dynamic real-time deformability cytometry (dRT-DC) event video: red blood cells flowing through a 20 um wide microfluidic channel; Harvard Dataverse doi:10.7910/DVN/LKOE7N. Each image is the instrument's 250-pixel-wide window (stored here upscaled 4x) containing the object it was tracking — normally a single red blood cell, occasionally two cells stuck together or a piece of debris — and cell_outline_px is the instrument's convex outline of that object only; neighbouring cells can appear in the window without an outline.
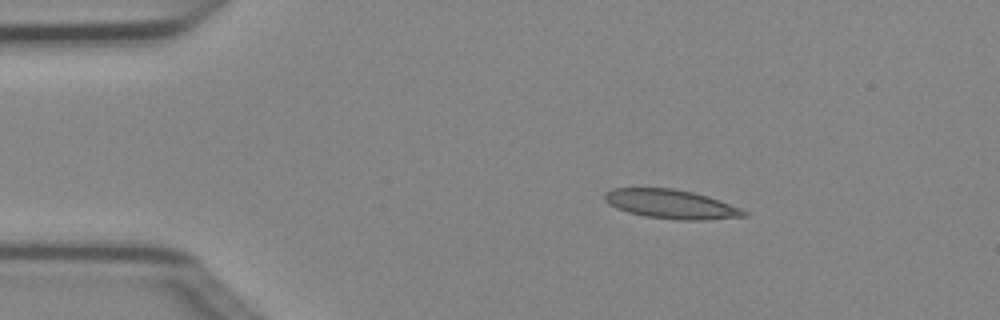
{"species": "Egyptian fruit bat (a non-hibernating species)", "species_latin": "Rousettus aegyptiacus", "temperature_condition": "cold", "stored_images_in_passage": 5, "camera_frame_rate_fps": 3000, "um_per_image_px": 0.085, "animal": {"sex": "female"}, "frame": {"image": 1, "passage_image": 2, "time_ms": 0.333, "image_size_px": [1000, 320], "cell_outline_px": [[748, 216], [704, 220], [680, 220], [644, 216], [628, 212], [616, 208], [608, 204], [604, 200], [604, 192], [612, 188], [672, 188], [692, 192], [708, 196], [740, 208], [748, 212]], "centroid_in_image_um": [57.02, 17.35], "position_along_channel_um": 28.0, "area_um2": 23.64}}
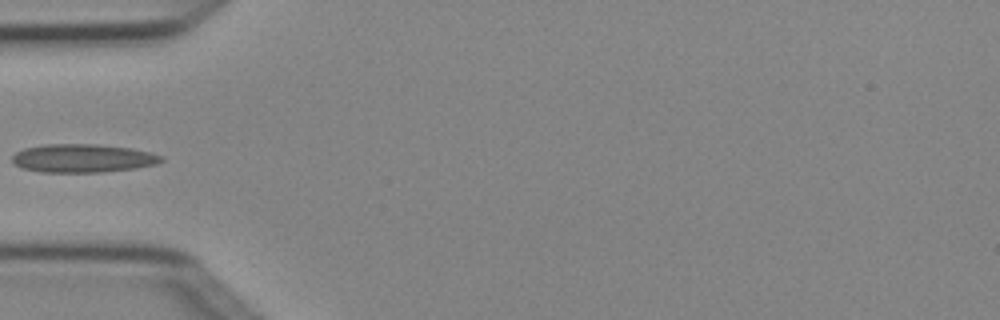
{"frame": {"image": 2, "passage_image": 4, "time_ms": 1.0, "image_size_px": [1000, 320], "cell_outline_px": [[164, 160], [156, 164], [136, 168], [100, 172], [40, 172], [24, 168], [12, 164], [12, 156], [16, 152], [24, 148], [44, 144], [96, 144], [132, 148], [164, 156]], "centroid_in_image_um": [7.03, 13.45], "position_along_channel_um": 78.0, "area_um2": 24.74}}
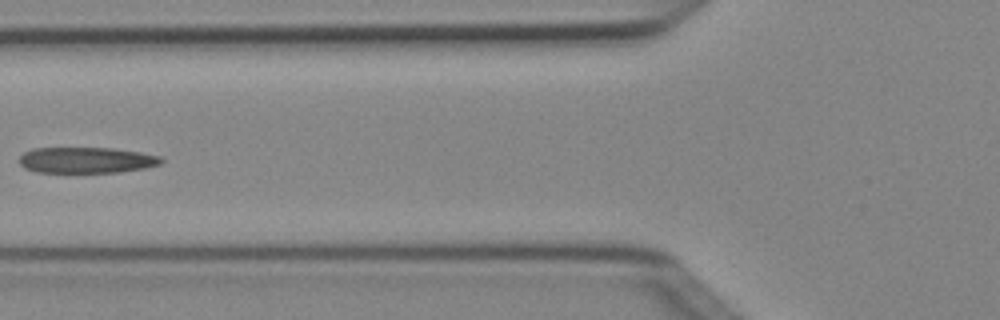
{"frame": {"image": 3, "passage_image": 5, "time_ms": 1.333, "image_size_px": [1000, 320], "cell_outline_px": [[164, 160], [160, 164], [144, 168], [120, 172], [36, 172], [24, 168], [20, 164], [20, 156], [24, 152], [32, 148], [116, 148], [140, 152], [160, 156]], "centroid_in_image_um": [7.35, 13.6], "position_along_channel_um": 118.5, "area_um2": 21.5}}